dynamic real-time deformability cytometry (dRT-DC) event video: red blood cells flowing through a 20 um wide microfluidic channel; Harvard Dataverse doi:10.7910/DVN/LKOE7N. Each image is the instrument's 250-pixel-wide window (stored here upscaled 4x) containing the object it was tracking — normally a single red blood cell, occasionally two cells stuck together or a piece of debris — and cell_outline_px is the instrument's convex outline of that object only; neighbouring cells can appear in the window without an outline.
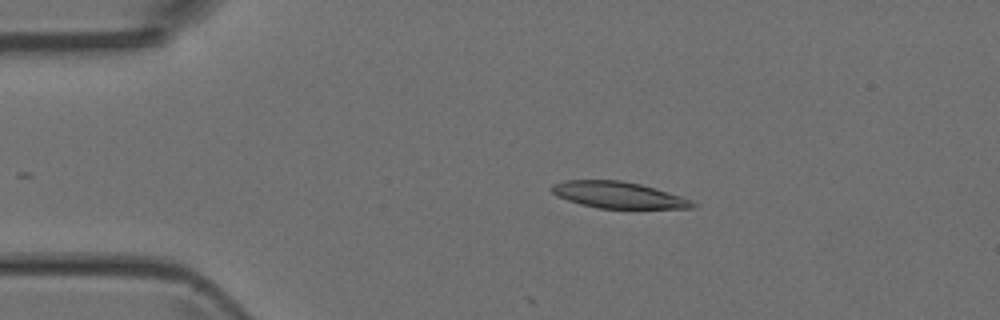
{"species": "Egyptian fruit bat (a non-hibernating species)", "species_latin": "Rousettus aegyptiacus", "temperature_condition": "room temperature", "stored_images_in_passage": 4, "camera_frame_rate_fps": 3000, "um_per_image_px": 0.085, "animal": {"sex": "female"}, "frame": {"image": 1, "passage_image": 3, "time_ms": 2.333, "image_size_px": [1000, 320], "cell_outline_px": [[696, 208], [600, 208], [580, 204], [556, 196], [552, 192], [552, 184], [568, 180], [620, 180], [640, 184], [680, 196], [692, 200], [696, 204]], "centroid_in_image_um": [52.54, 16.57], "position_along_channel_um": 32.5, "area_um2": 21.44}}